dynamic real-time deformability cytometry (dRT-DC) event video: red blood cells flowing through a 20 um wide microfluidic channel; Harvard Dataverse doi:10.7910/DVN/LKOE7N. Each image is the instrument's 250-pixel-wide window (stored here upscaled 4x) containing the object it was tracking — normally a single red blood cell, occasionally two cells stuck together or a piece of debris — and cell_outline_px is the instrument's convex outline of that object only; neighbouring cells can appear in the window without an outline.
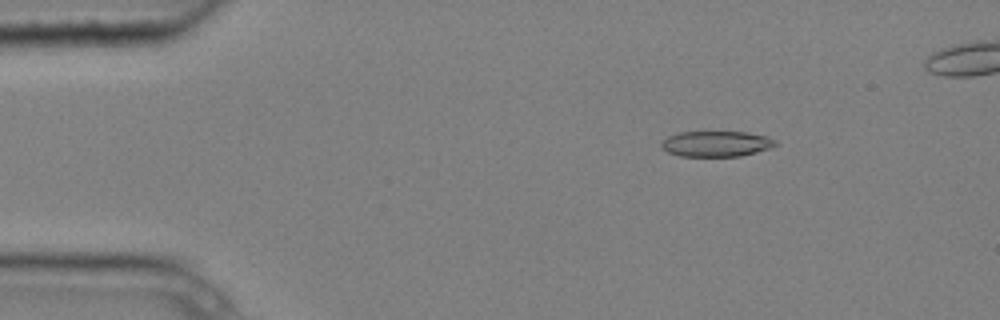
{"species": "common noctule bat (a hibernating species)", "species_latin": "Nyctalus noctula", "temperature_condition": "cold", "stored_images_in_passage": 4, "camera_frame_rate_fps": 3000, "um_per_image_px": 0.085, "animal": {"sex": "male", "body_mass_g": 20.4}, "frame": {"image": 1, "passage_image": 3, "time_ms": 0.667, "image_size_px": [1000, 320], "cell_outline_px": [[780, 144], [772, 148], [740, 156], [680, 156], [668, 152], [660, 148], [660, 144], [668, 136], [676, 132], [748, 132], [768, 136], [776, 140]], "centroid_in_image_um": [60.92, 12.22], "position_along_channel_um": 24.1, "area_um2": 17.28}}